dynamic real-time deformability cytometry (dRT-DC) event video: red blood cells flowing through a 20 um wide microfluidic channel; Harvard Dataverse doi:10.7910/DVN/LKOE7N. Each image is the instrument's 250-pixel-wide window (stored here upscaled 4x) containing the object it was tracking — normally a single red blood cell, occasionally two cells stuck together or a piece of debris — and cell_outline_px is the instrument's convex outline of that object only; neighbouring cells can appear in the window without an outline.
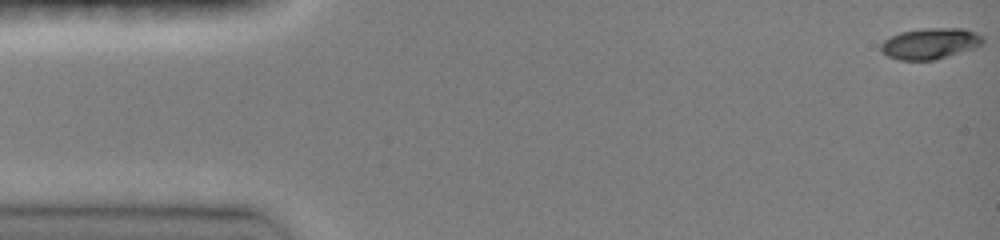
{"species": "common noctule bat (a hibernating species)", "species_latin": "Nyctalus noctula", "temperature_condition": "room temperature", "stored_images_in_passage": 7, "camera_frame_rate_fps": 3000, "um_per_image_px": 0.085, "animal": {"sex": "female", "body_mass_g": 19.0, "forearm_length_mm": 51.5}, "frame": {"image": 1, "passage_image": 1, "time_ms": 0.0, "image_size_px": [1000, 240], "cell_outline_px": [[984, 40], [976, 48], [932, 60], [900, 60], [888, 56], [880, 48], [880, 44], [884, 40], [900, 32], [924, 28], [964, 28], [976, 32], [984, 36]], "centroid_in_image_um": [79.09, 3.69], "position_along_channel_um": 5.9, "area_um2": 18.38}}
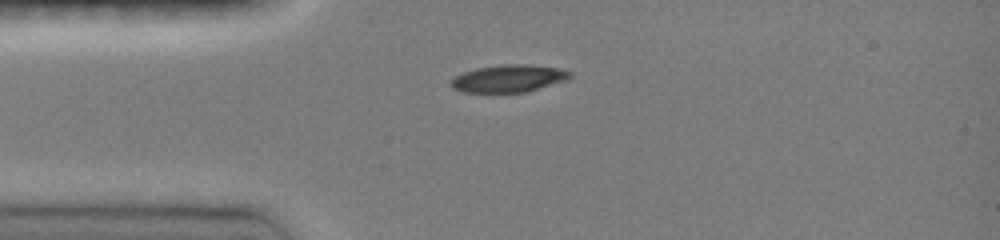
{"frame": {"image": 2, "passage_image": 6, "time_ms": 3.667, "image_size_px": [1000, 240], "cell_outline_px": [[572, 76], [568, 80], [528, 92], [464, 92], [452, 88], [448, 84], [448, 80], [464, 72], [476, 68], [504, 64], [524, 64], [560, 68], [572, 72]], "centroid_in_image_um": [43.24, 6.67], "position_along_channel_um": 41.8, "area_um2": 19.25}}